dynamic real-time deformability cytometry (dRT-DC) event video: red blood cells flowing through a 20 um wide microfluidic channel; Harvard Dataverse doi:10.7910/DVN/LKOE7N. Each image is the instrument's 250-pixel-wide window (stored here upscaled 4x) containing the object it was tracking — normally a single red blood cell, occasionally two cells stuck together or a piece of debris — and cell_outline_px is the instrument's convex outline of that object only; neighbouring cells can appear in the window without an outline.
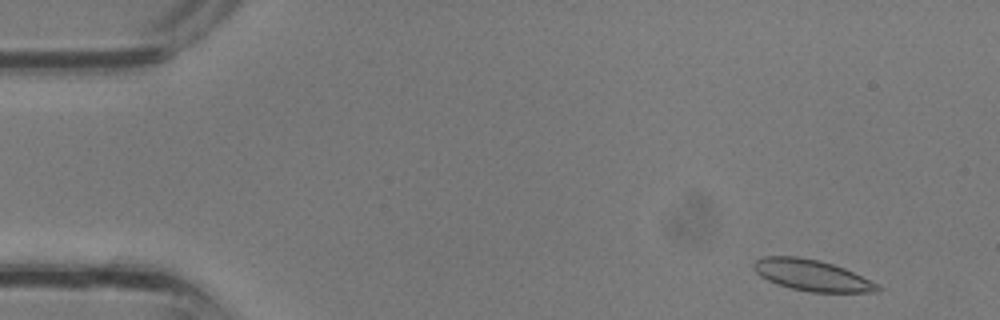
{"species": "common noctule bat (a hibernating species)", "species_latin": "Nyctalus noctula", "temperature_condition": "room temperature", "stored_images_in_passage": 9, "camera_frame_rate_fps": 3000, "um_per_image_px": 0.085, "animal": {"sex": "male", "body_mass_g": 13.3}, "frame": {"image": 1, "passage_image": 2, "time_ms": 0.333, "image_size_px": [1000, 320], "cell_outline_px": [[884, 288], [876, 292], [812, 292], [792, 288], [776, 284], [760, 276], [752, 268], [752, 264], [756, 260], [764, 256], [800, 256], [820, 260], [844, 268], [880, 284]], "centroid_in_image_um": [69.02, 23.39], "position_along_channel_um": 16.0, "area_um2": 22.66}}